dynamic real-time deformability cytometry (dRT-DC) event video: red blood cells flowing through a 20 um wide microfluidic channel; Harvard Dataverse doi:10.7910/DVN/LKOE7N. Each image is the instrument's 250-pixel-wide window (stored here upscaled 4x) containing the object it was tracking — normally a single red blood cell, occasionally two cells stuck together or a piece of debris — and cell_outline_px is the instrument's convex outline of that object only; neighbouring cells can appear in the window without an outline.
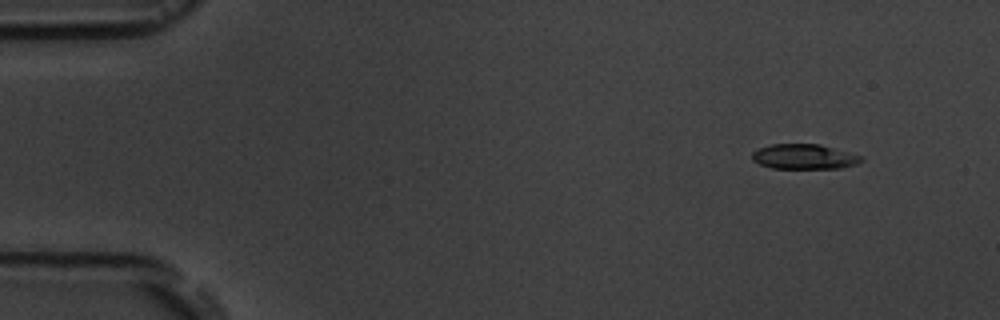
{"species": "common noctule bat (a hibernating species)", "species_latin": "Nyctalus noctula", "temperature_condition": "room temperature", "stored_images_in_passage": 6, "segment_of_instrument_passage": [2, 2], "camera_frame_rate_fps": 3000, "um_per_image_px": 0.085, "animal": {"sex": "male", "body_mass_g": 19.5, "forearm_length_mm": 54.6}, "frame": {"image": 1, "passage_image": 6, "time_ms": 6.667, "image_size_px": [1000, 320], "cell_outline_px": [[864, 160], [856, 164], [840, 168], [772, 168], [760, 164], [752, 160], [752, 152], [760, 148], [772, 144], [820, 144], [864, 156]], "centroid_in_image_um": [68.38, 13.31], "position_along_channel_um": 16.6, "area_um2": 15.9}}